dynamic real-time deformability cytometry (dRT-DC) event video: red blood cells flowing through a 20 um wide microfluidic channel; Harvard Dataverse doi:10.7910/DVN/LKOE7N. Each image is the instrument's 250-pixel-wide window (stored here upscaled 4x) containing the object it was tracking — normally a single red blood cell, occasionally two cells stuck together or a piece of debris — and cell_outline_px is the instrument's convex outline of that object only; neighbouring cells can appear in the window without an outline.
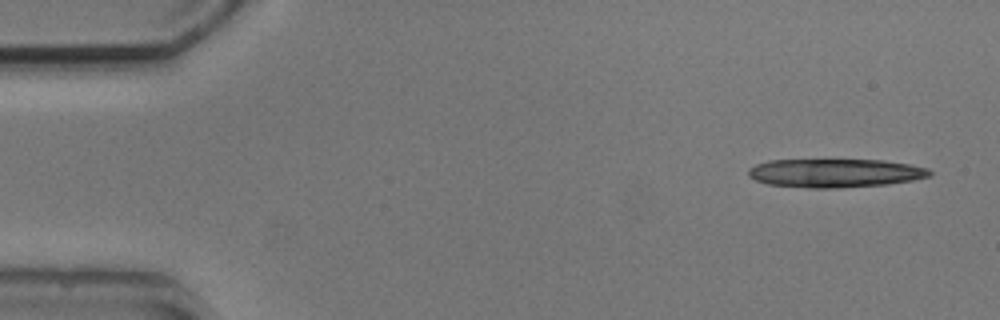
{"species": "common noctule bat (a hibernating species)", "species_latin": "Nyctalus noctula", "temperature_condition": "cold", "stored_images_in_passage": 6, "camera_frame_rate_fps": 3000, "um_per_image_px": 0.085, "animal": {"sex": "male", "body_mass_g": 20.5, "forearm_length_mm": 52.5}, "frame": {"image": 1, "passage_image": 1, "time_ms": 0.0, "image_size_px": [1000, 320], "cell_outline_px": [[932, 176], [912, 180], [888, 184], [836, 188], [808, 188], [768, 184], [756, 180], [748, 176], [748, 168], [756, 164], [768, 160], [884, 160], [908, 164], [928, 168], [932, 172]], "centroid_in_image_um": [70.98, 14.71], "position_along_channel_um": 14.0, "area_um2": 30.29}}